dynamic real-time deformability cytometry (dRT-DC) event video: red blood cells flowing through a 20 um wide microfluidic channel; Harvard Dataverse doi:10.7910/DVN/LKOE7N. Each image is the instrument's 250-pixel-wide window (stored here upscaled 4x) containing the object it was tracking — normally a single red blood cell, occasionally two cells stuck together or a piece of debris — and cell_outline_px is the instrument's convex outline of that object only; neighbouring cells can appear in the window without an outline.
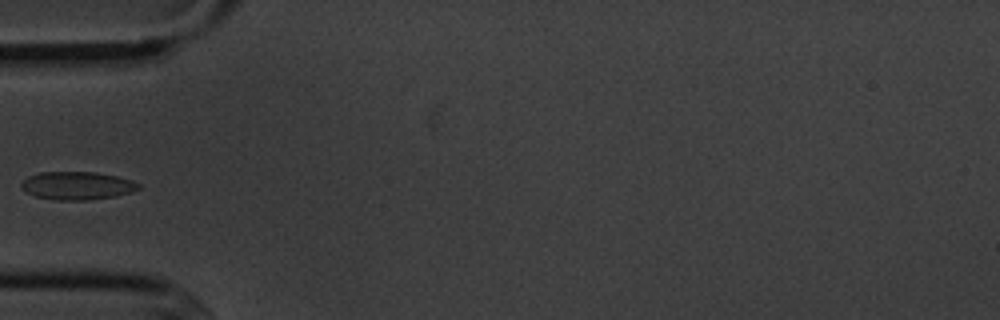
{"species": "common noctule bat (a hibernating species)", "species_latin": "Nyctalus noctula", "temperature_condition": "cold", "stored_images_in_passage": 4, "camera_frame_rate_fps": 3000, "um_per_image_px": 0.085, "animal": {"sex": "male", "body_mass_g": 20.1, "forearm_length_mm": 53.5}, "frame": {"image": 1, "passage_image": 4, "time_ms": 3.667, "image_size_px": [1000, 320], "cell_outline_px": [[140, 188], [132, 192], [116, 196], [84, 200], [56, 200], [36, 196], [20, 188], [20, 184], [28, 176], [40, 172], [96, 172], [116, 176], [132, 180], [140, 184]], "centroid_in_image_um": [6.57, 15.77], "position_along_channel_um": 78.4, "area_um2": 19.13}}